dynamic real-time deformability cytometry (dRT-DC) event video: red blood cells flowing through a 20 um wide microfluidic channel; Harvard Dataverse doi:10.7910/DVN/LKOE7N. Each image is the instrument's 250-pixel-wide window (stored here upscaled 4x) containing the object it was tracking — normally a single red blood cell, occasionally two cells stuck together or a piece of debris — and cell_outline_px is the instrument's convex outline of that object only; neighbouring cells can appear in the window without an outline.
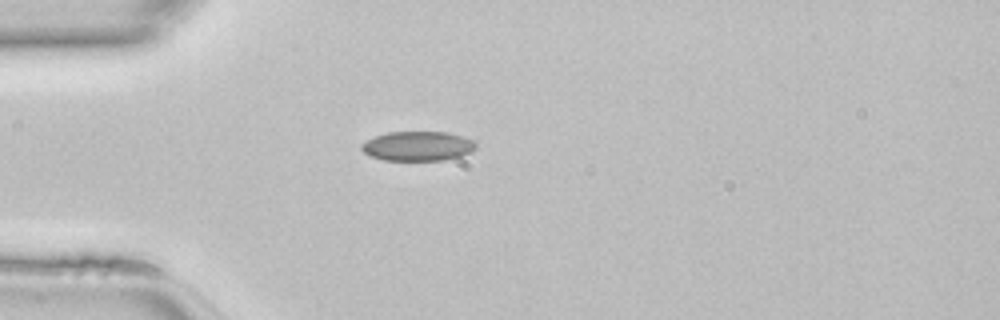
{"species": "common noctule bat (a hibernating species)", "species_latin": "Nyctalus noctula", "temperature_condition": "room temperature", "stored_images_in_passage": 35, "camera_frame_rate_fps": 3000, "um_per_image_px": 0.085, "animal": {"sex": "female", "body_mass_g": 22.7, "forearm_length_mm": 54.2}, "frame": {"image": 1, "passage_image": 1, "time_ms": 0.0, "image_size_px": [1000, 320], "cell_outline_px": [[476, 148], [472, 152], [460, 156], [444, 160], [384, 160], [372, 156], [364, 152], [360, 148], [360, 144], [376, 136], [388, 132], [448, 132], [464, 136], [472, 140], [476, 144]], "centroid_in_image_um": [35.54, 12.41], "position_along_channel_um": 49.5, "area_um2": 19.65}}
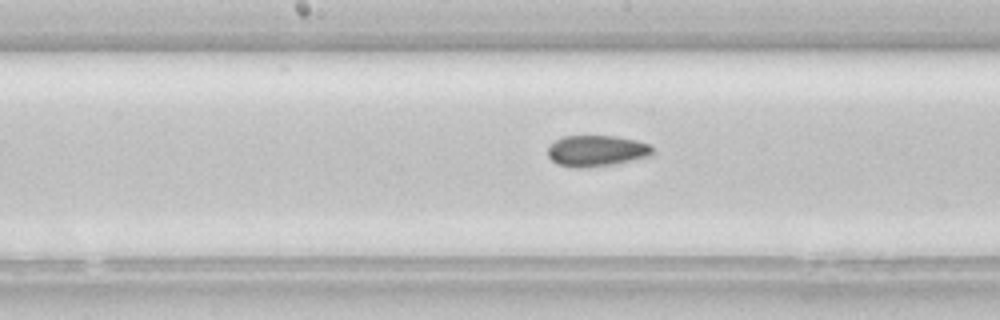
{"frame": {"image": 2, "passage_image": 12, "time_ms": 3.667, "image_size_px": [1000, 320], "cell_outline_px": [[652, 152], [648, 156], [612, 164], [580, 168], [576, 168], [556, 164], [548, 156], [548, 144], [564, 136], [612, 136], [636, 140], [652, 144]], "centroid_in_image_um": [50.66, 12.81], "position_along_channel_um": 197.5, "area_um2": 18.84}}
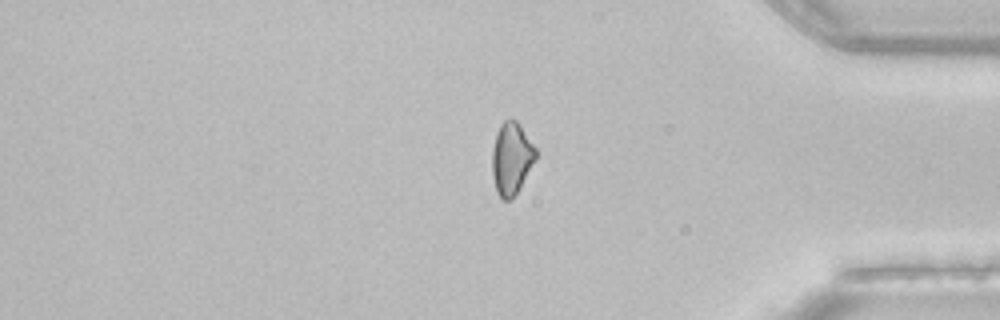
{"frame": {"image": 3, "passage_image": 27, "time_ms": 8.667, "image_size_px": [1000, 320], "cell_outline_px": [[536, 160], [512, 200], [504, 200], [496, 192], [492, 176], [492, 148], [496, 132], [500, 124], [504, 120], [516, 120], [520, 124], [536, 148]], "centroid_in_image_um": [43.46, 13.46], "position_along_channel_um": 391.7, "area_um2": 18.5}}